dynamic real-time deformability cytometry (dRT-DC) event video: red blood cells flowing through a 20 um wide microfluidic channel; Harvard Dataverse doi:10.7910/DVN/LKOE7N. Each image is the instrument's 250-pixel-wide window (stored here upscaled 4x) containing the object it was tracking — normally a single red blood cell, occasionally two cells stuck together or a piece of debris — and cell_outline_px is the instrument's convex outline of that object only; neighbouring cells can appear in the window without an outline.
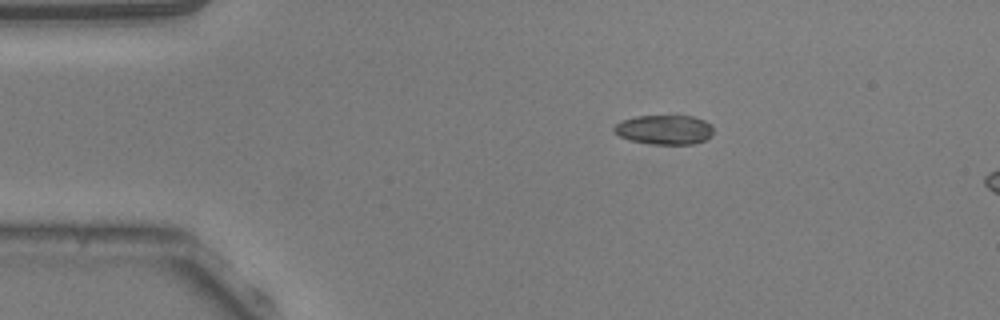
{"species": "common noctule bat (a hibernating species)", "species_latin": "Nyctalus noctula", "temperature_condition": "warm", "stored_images_in_passage": 8, "camera_frame_rate_fps": 3000, "um_per_image_px": 0.085, "animal": {"sex": "male", "body_mass_g": 20.5, "forearm_length_mm": 52.5}, "frame": {"image": 1, "passage_image": 1, "time_ms": 0.0, "image_size_px": [1000, 320], "cell_outline_px": [[712, 132], [704, 140], [692, 144], [652, 144], [628, 140], [612, 132], [612, 128], [620, 120], [636, 116], [692, 116], [704, 120], [712, 124]], "centroid_in_image_um": [56.41, 11.02], "position_along_channel_um": 28.6, "area_um2": 17.11}}